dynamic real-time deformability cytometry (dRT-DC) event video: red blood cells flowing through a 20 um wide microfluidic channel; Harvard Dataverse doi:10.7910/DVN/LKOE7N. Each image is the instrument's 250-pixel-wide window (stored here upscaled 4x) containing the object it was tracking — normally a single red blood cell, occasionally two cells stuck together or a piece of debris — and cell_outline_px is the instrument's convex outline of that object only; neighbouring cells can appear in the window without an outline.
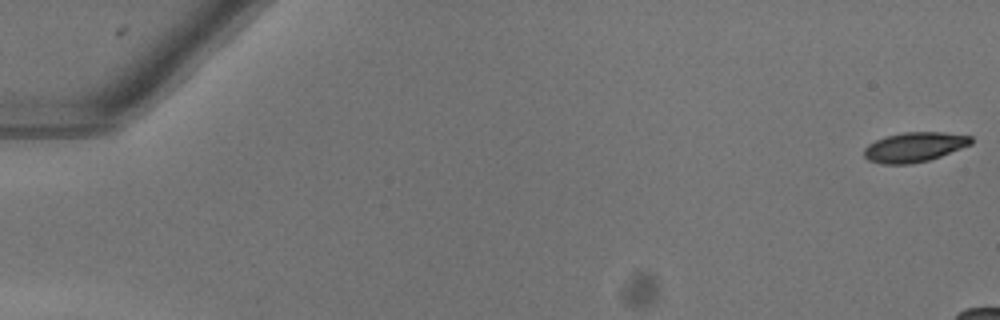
{"species": "common noctule bat (a hibernating species)", "species_latin": "Nyctalus noctula", "temperature_condition": "warm", "stored_images_in_passage": 14, "camera_frame_rate_fps": 3000, "um_per_image_px": 0.085, "animal": {"sex": "female"}, "frame": {"image": 1, "passage_image": 1, "time_ms": 0.0, "image_size_px": [1000, 320], "cell_outline_px": [[972, 144], [940, 156], [928, 160], [908, 164], [884, 164], [868, 160], [864, 156], [864, 148], [868, 144], [876, 140], [888, 136], [904, 132], [944, 132], [972, 136]], "centroid_in_image_um": [77.72, 12.5], "position_along_channel_um": 7.3, "area_um2": 18.38}}